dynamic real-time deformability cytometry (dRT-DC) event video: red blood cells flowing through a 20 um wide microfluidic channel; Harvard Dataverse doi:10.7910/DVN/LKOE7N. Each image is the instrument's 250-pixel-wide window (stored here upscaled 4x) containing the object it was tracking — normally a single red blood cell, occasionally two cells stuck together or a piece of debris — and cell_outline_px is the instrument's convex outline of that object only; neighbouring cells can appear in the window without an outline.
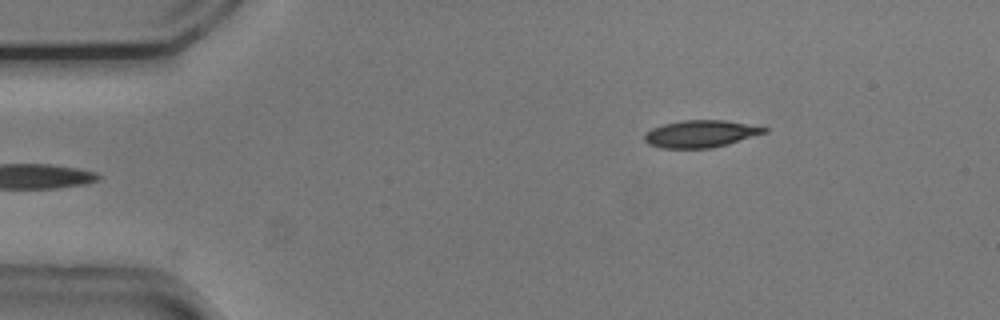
{"species": "common noctule bat (a hibernating species)", "species_latin": "Nyctalus noctula", "temperature_condition": "cold", "stored_images_in_passage": 43, "camera_frame_rate_fps": 3000, "um_per_image_px": 0.085, "animal": {"sex": "male", "body_mass_g": 20.5, "forearm_length_mm": 52.5}, "frame": {"image": 1, "passage_image": 1, "time_ms": 0.0, "image_size_px": [1000, 320], "cell_outline_px": [[768, 132], [728, 144], [712, 148], [660, 148], [648, 144], [644, 140], [644, 132], [652, 128], [664, 124], [680, 120], [724, 120], [768, 128]], "centroid_in_image_um": [59.52, 11.38], "position_along_channel_um": 25.5, "area_um2": 19.02}}
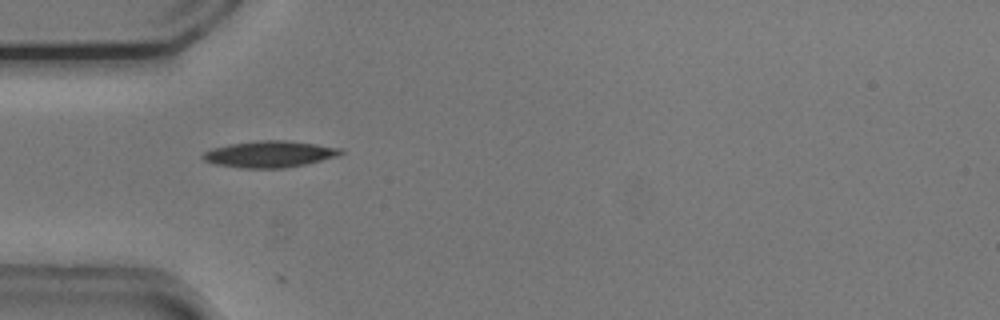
{"frame": {"image": 2, "passage_image": 9, "time_ms": 2.667, "image_size_px": [1000, 320], "cell_outline_px": [[344, 152], [340, 156], [308, 164], [284, 168], [240, 168], [212, 164], [204, 160], [200, 156], [204, 152], [212, 148], [228, 144], [260, 140], [288, 140], [316, 144], [340, 148]], "centroid_in_image_um": [22.91, 13.11], "position_along_channel_um": 62.1, "area_um2": 21.62}}
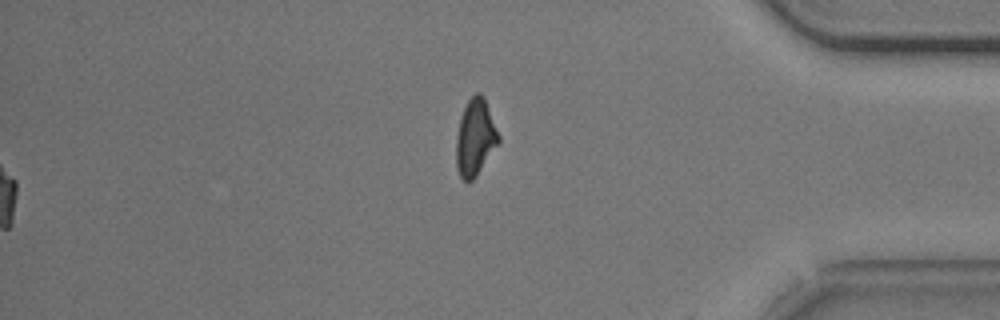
{"frame": {"image": 3, "passage_image": 38, "time_ms": 12.333, "image_size_px": [1000, 320], "cell_outline_px": [[500, 140], [476, 176], [468, 184], [460, 176], [456, 168], [456, 136], [460, 116], [468, 100], [476, 92], [480, 92], [484, 96], [500, 136]], "centroid_in_image_um": [40.38, 11.68], "position_along_channel_um": 394.8, "area_um2": 18.96}, "authors_computed_cell_mechanics": {"area_um2": 19.4786, "velocity_mm_per_s": 3.733, "shape_relaxation_time_tau1_ms": 2.3809, "shape_relaxation_time_tau2_ms": 4.1342, "deformation_change_tau1": 0.139, "deformation_change_tau2": 0.1155}}